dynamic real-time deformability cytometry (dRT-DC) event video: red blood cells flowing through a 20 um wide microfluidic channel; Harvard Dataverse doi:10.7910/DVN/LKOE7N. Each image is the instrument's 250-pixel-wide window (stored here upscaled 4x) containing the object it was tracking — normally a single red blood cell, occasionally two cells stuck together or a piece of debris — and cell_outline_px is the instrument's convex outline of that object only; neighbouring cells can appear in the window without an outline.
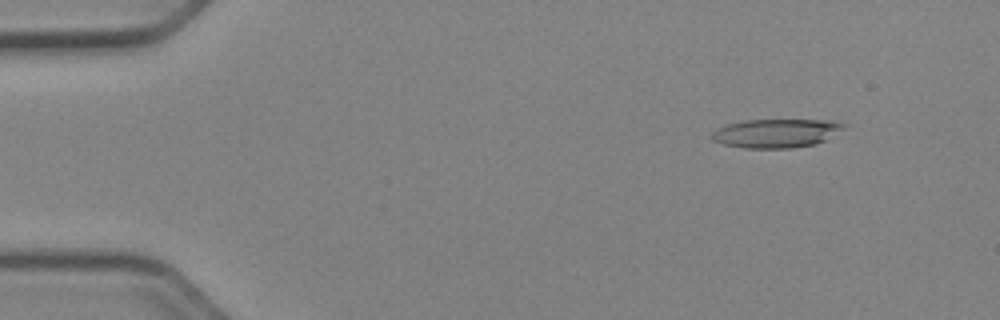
{"species": "Egyptian fruit bat (a non-hibernating species)", "species_latin": "Rousettus aegyptiacus", "temperature_condition": "cold", "stored_images_in_passage": 48, "camera_frame_rate_fps": 3000, "um_per_image_px": 0.085, "animal": {"sex": "female"}, "frame": {"image": 1, "passage_image": 2, "time_ms": 0.333, "image_size_px": [1000, 320], "cell_outline_px": [[848, 124], [844, 128], [824, 140], [816, 144], [792, 148], [744, 148], [724, 144], [712, 140], [712, 132], [716, 128], [728, 124], [744, 120], [828, 120]], "centroid_in_image_um": [65.96, 11.32], "position_along_channel_um": 19.0, "area_um2": 22.02}}
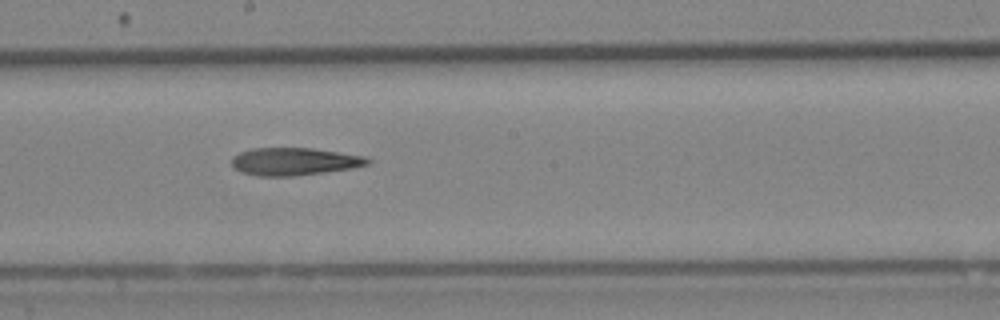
{"frame": {"image": 2, "passage_image": 25, "time_ms": 8.0, "image_size_px": [1000, 320], "cell_outline_px": [[372, 160], [368, 164], [352, 168], [324, 172], [292, 176], [256, 176], [240, 172], [232, 168], [232, 156], [240, 152], [252, 148], [312, 148], [364, 156]], "centroid_in_image_um": [24.96, 13.73], "position_along_channel_um": 223.2, "area_um2": 21.91}}
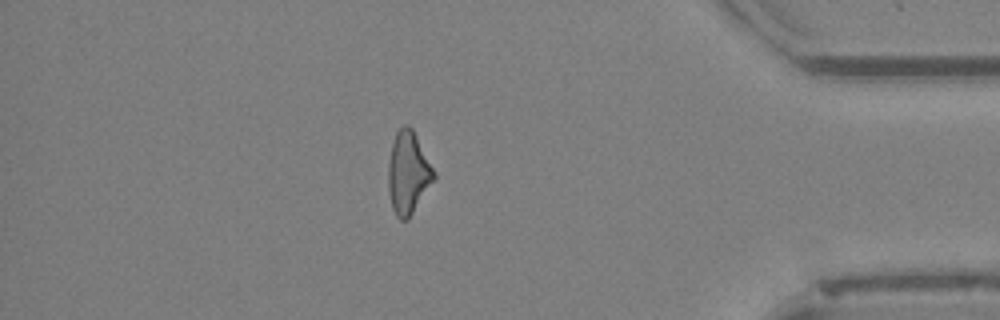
{"frame": {"image": 3, "passage_image": 41, "time_ms": 13.333, "image_size_px": [1000, 320], "cell_outline_px": [[436, 176], [408, 220], [400, 220], [396, 216], [392, 208], [388, 192], [388, 164], [392, 144], [396, 132], [404, 124], [408, 124], [412, 128]], "centroid_in_image_um": [34.66, 14.71], "position_along_channel_um": 400.5, "area_um2": 21.56}, "authors_computed_cell_mechanics": {"area_um2": 22.1663, "velocity_mm_per_s": 3.9827, "shape_relaxation_time_tau1_ms": null, "shape_relaxation_time_tau2_ms": 8.8587, "deformation_change_tau1": null, "deformation_change_tau2": 0.2836}}